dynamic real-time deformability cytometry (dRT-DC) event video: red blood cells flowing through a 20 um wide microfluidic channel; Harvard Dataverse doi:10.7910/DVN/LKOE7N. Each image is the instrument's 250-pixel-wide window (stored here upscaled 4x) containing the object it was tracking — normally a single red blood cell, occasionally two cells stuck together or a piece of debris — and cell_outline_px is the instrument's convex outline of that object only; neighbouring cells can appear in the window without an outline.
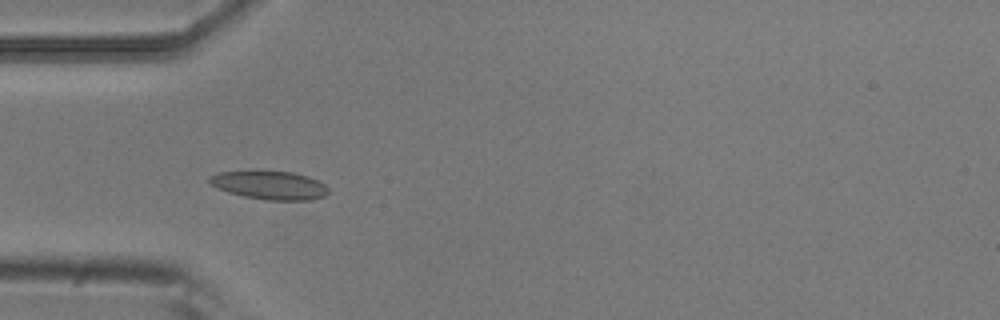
{"species": "common noctule bat (a hibernating species)", "species_latin": "Nyctalus noctula", "temperature_condition": "room temperature", "stored_images_in_passage": 6, "camera_frame_rate_fps": 3000, "um_per_image_px": 0.085, "animal": {"sex": "male", "body_mass_g": 20.5, "forearm_length_mm": 52.5}, "frame": {"image": 1, "passage_image": 5, "time_ms": 1.333, "image_size_px": [1000, 320], "cell_outline_px": [[328, 192], [324, 196], [312, 200], [264, 200], [244, 196], [228, 192], [216, 188], [208, 180], [208, 176], [220, 172], [292, 172], [308, 176], [324, 184], [328, 188]], "centroid_in_image_um": [22.93, 15.76], "position_along_channel_um": 62.1, "area_um2": 19.42}}
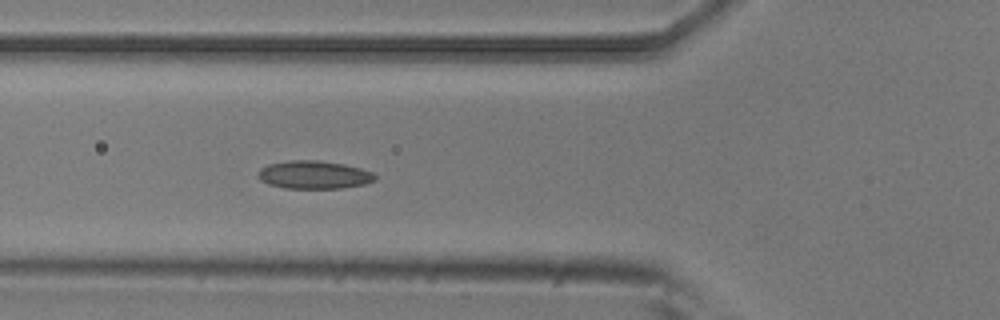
{"frame": {"image": 2, "passage_image": 6, "time_ms": 1.667, "image_size_px": [1000, 320], "cell_outline_px": [[376, 180], [364, 184], [340, 188], [284, 188], [268, 184], [260, 180], [256, 172], [260, 168], [268, 164], [288, 160], [320, 160], [344, 164], [360, 168], [372, 172], [376, 176]], "centroid_in_image_um": [26.65, 14.85], "position_along_channel_um": 99.1, "area_um2": 19.25}}